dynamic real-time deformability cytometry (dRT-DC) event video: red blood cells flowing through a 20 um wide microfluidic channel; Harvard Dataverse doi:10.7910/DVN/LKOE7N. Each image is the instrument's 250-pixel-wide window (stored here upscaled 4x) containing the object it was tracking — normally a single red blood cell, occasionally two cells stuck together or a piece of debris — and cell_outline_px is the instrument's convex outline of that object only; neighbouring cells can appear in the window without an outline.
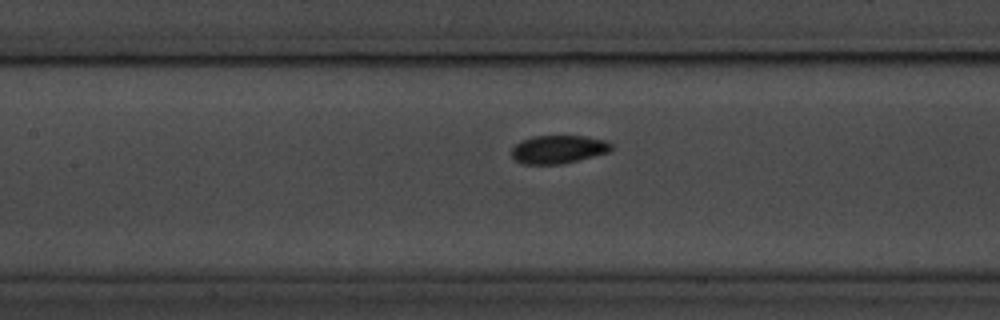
{"species": "common noctule bat (a hibernating species)", "species_latin": "Nyctalus noctula", "temperature_condition": "room temperature", "stored_images_in_passage": 31, "camera_frame_rate_fps": 3000, "um_per_image_px": 0.085, "animal": {"sex": "male", "body_mass_g": 20.1, "forearm_length_mm": 53.5}, "frame": {"image": 1, "passage_image": 11, "time_ms": 3.333, "image_size_px": [1000, 320], "cell_outline_px": [[612, 148], [608, 152], [560, 164], [524, 164], [516, 160], [512, 156], [512, 148], [520, 140], [532, 136], [584, 136], [604, 140], [612, 144]], "centroid_in_image_um": [47.42, 12.68], "position_along_channel_um": 160.0, "area_um2": 16.18}}
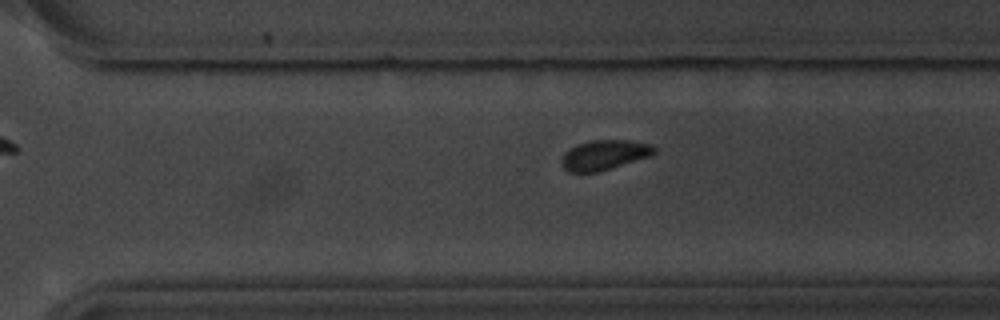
{"frame": {"image": 2, "passage_image": 24, "time_ms": 7.667, "image_size_px": [1000, 320], "cell_outline_px": [[656, 152], [652, 156], [596, 172], [568, 172], [560, 164], [560, 160], [564, 152], [568, 148], [576, 144], [588, 140], [628, 140], [648, 144], [656, 148]], "centroid_in_image_um": [51.32, 13.16], "position_along_channel_um": 319.3, "area_um2": 16.3}}
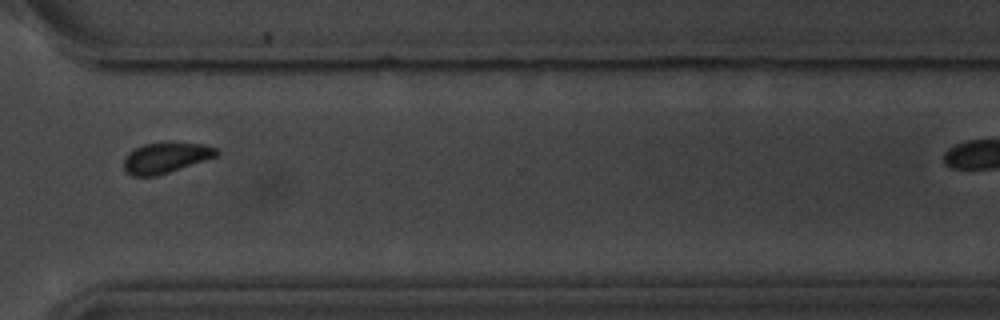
{"frame": {"image": 3, "passage_image": 27, "time_ms": 8.667, "image_size_px": [1000, 320], "cell_outline_px": [[220, 156], [156, 176], [132, 176], [124, 168], [124, 156], [128, 152], [144, 144], [204, 144], [220, 148]], "centroid_in_image_um": [14.14, 13.43], "position_along_channel_um": 356.5, "area_um2": 16.36}}